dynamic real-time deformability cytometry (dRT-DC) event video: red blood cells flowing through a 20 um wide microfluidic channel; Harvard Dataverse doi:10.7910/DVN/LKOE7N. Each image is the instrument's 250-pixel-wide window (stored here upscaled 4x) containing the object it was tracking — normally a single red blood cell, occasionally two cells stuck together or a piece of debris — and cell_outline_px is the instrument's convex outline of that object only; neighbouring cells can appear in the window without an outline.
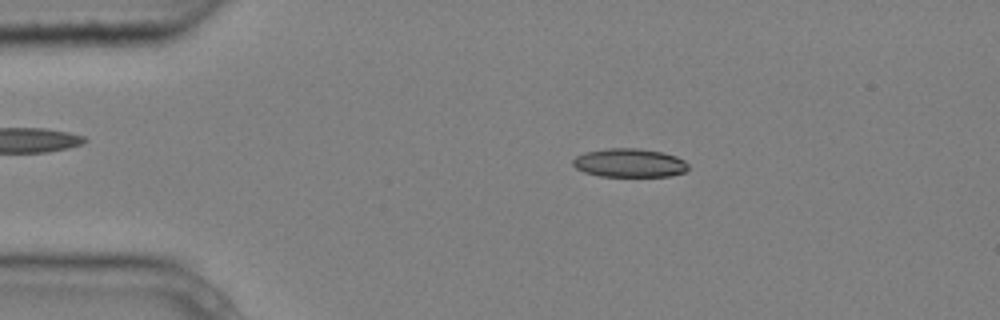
{"species": "common noctule bat (a hibernating species)", "species_latin": "Nyctalus noctula", "temperature_condition": "cold", "stored_images_in_passage": 5, "camera_frame_rate_fps": 3000, "um_per_image_px": 0.085, "animal": {"sex": "male", "body_mass_g": 20.4}, "frame": {"image": 1, "passage_image": 2, "time_ms": 0.333, "image_size_px": [1000, 320], "cell_outline_px": [[688, 168], [684, 172], [668, 176], [600, 176], [584, 172], [576, 168], [572, 164], [572, 160], [576, 156], [584, 152], [604, 148], [636, 148], [664, 152], [676, 156], [684, 160], [688, 164]], "centroid_in_image_um": [53.48, 13.83], "position_along_channel_um": 31.5, "area_um2": 19.36}}
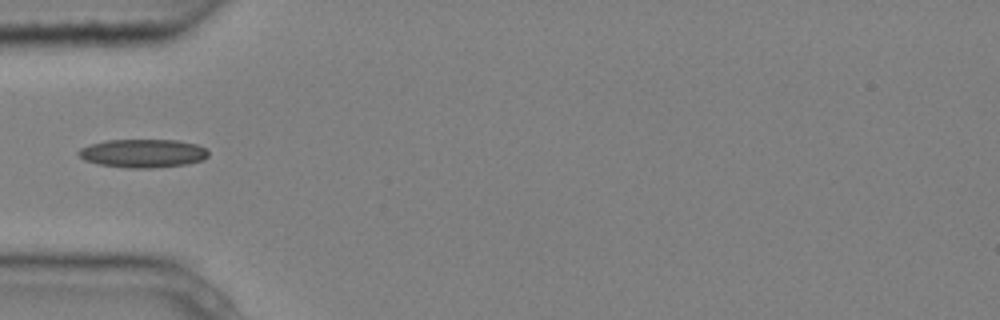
{"frame": {"image": 2, "passage_image": 4, "time_ms": 1.0, "image_size_px": [1000, 320], "cell_outline_px": [[208, 156], [204, 160], [188, 164], [152, 168], [128, 168], [100, 164], [84, 160], [76, 152], [80, 148], [88, 144], [104, 140], [176, 140], [196, 144], [204, 148], [208, 152]], "centroid_in_image_um": [12.13, 13.03], "position_along_channel_um": 72.9, "area_um2": 21.62}}
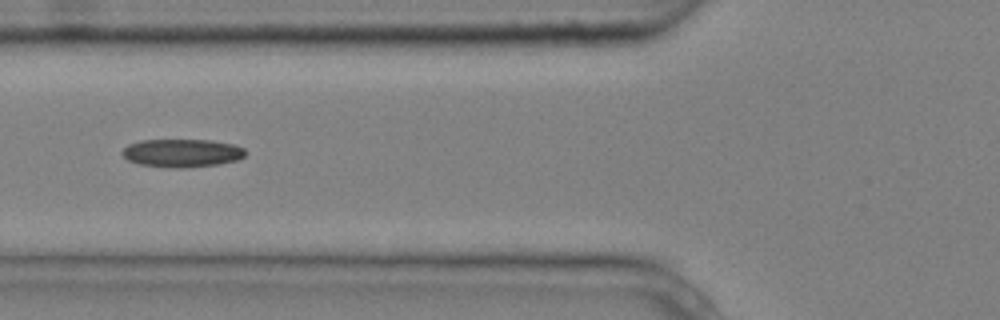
{"frame": {"image": 3, "passage_image": 5, "time_ms": 1.333, "image_size_px": [1000, 320], "cell_outline_px": [[244, 156], [236, 160], [220, 164], [188, 168], [172, 168], [140, 164], [128, 160], [120, 152], [128, 144], [140, 140], [208, 140], [232, 144], [244, 148]], "centroid_in_image_um": [15.44, 13.01], "position_along_channel_um": 110.4, "area_um2": 20.17}}